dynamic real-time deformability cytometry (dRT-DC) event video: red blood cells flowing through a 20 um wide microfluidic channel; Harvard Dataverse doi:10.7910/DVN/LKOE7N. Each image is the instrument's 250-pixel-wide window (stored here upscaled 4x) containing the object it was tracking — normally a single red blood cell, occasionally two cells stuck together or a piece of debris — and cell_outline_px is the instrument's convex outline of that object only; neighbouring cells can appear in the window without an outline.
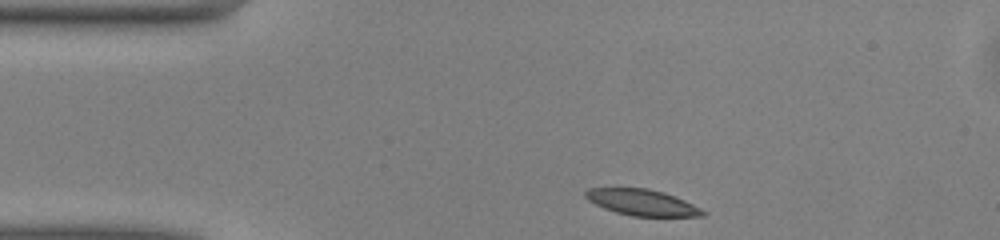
{"species": "common noctule bat (a hibernating species)", "species_latin": "Nyctalus noctula", "temperature_condition": "warm", "stored_images_in_passage": 42, "camera_frame_rate_fps": 3000, "um_per_image_px": 0.085, "animal": {"sex": "male", "body_mass_g": 13.0, "forearm_length_mm": 53.1}, "frame": {"image": 1, "passage_image": 1, "time_ms": 0.0, "image_size_px": [1000, 240], "cell_outline_px": [[708, 212], [704, 216], [632, 216], [616, 212], [604, 208], [588, 200], [584, 196], [584, 192], [588, 188], [648, 188], [664, 192], [676, 196]], "centroid_in_image_um": [54.58, 17.2], "position_along_channel_um": 30.4, "area_um2": 17.86}}
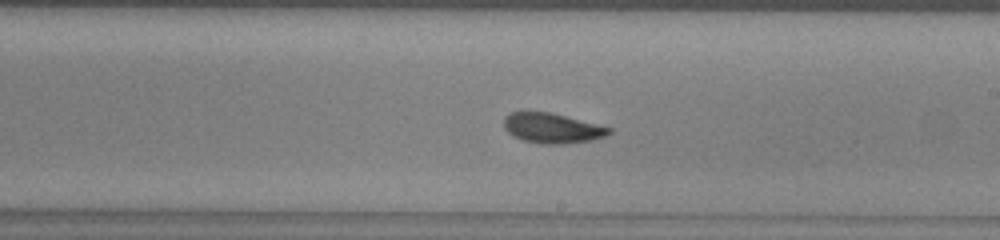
{"frame": {"image": 2, "passage_image": 20, "time_ms": 6.333, "image_size_px": [1000, 240], "cell_outline_px": [[612, 132], [604, 136], [592, 140], [560, 144], [540, 144], [524, 140], [512, 136], [504, 128], [504, 116], [512, 112], [524, 108], [548, 112], [612, 128]], "centroid_in_image_um": [46.84, 10.86], "position_along_channel_um": 242.2, "area_um2": 18.67}}
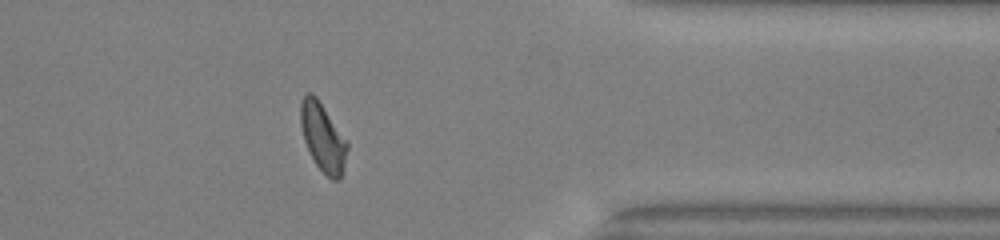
{"frame": {"image": 3, "passage_image": 32, "time_ms": 10.333, "image_size_px": [1000, 240], "cell_outline_px": [[348, 148], [344, 172], [340, 180], [332, 180], [316, 164], [304, 140], [300, 124], [300, 104], [304, 96], [308, 92], [312, 92], [316, 96], [348, 140]], "centroid_in_image_um": [27.47, 11.67], "position_along_channel_um": 383.9, "area_um2": 18.73}, "authors_computed_cell_mechanics": {"area_um2": 18.5538, "velocity_mm_per_s": 4.0319, "shape_relaxation_time_tau1_ms": 4.1312, "shape_relaxation_time_tau2_ms": 2.4512, "deformation_change_tau1": 0.132, "deformation_change_tau2": 0.0832}}